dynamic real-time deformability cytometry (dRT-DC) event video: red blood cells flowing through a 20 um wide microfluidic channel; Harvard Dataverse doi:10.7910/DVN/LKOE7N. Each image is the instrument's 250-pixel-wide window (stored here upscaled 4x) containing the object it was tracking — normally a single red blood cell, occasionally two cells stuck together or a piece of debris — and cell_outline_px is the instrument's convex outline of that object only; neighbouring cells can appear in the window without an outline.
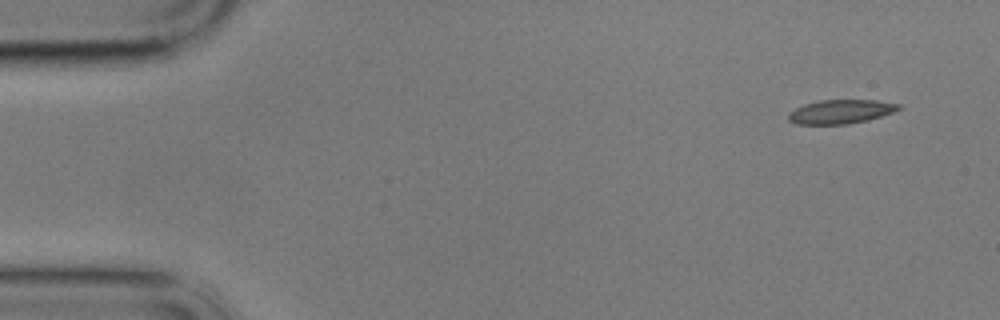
{"species": "common noctule bat (a hibernating species)", "species_latin": "Nyctalus noctula", "temperature_condition": "cold", "stored_images_in_passage": 5, "camera_frame_rate_fps": 3000, "um_per_image_px": 0.085, "animal": {"sex": "male", "body_mass_g": 17.9}, "frame": {"image": 1, "passage_image": 1, "time_ms": 0.0, "image_size_px": [1000, 320], "cell_outline_px": [[904, 108], [868, 120], [848, 124], [796, 124], [788, 120], [788, 112], [804, 104], [820, 100], [876, 100], [900, 104]], "centroid_in_image_um": [71.46, 9.49], "position_along_channel_um": 13.5, "area_um2": 15.43}}
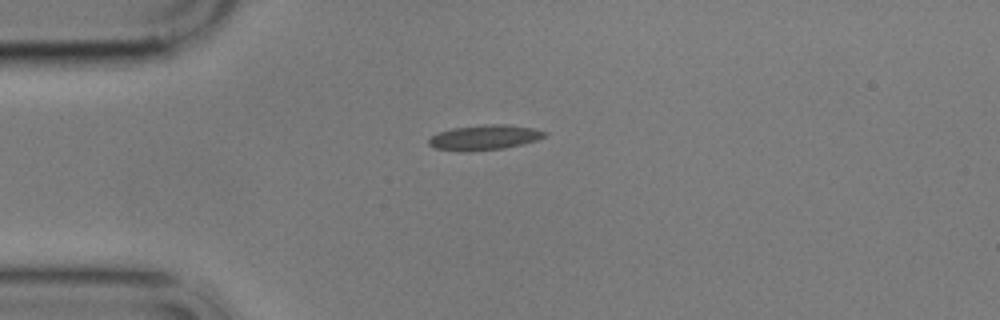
{"frame": {"image": 2, "passage_image": 4, "time_ms": 3.333, "image_size_px": [1000, 320], "cell_outline_px": [[548, 132], [544, 136], [536, 140], [524, 144], [504, 148], [468, 152], [460, 152], [436, 148], [428, 144], [428, 140], [436, 132], [452, 128], [488, 124], [508, 124], [532, 128]], "centroid_in_image_um": [41.15, 11.69], "position_along_channel_um": 43.9, "area_um2": 17.05}}